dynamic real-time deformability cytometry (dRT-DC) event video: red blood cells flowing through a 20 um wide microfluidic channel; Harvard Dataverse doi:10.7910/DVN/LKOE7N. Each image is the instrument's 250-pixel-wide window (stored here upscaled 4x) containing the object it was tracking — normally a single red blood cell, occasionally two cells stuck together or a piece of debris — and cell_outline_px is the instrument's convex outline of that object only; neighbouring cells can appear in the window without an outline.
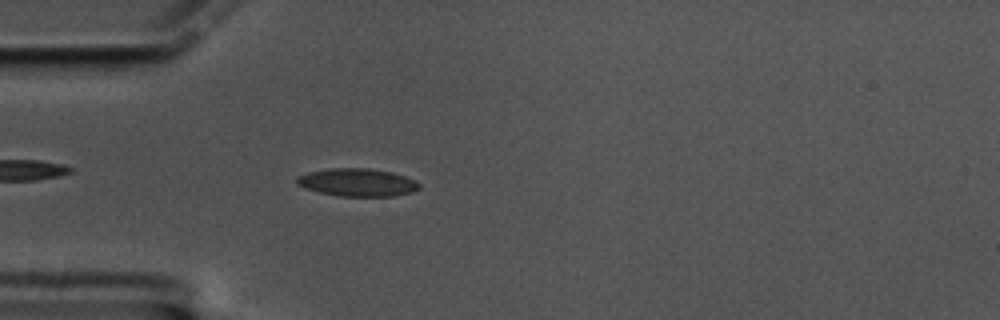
{"species": "common noctule bat (a hibernating species)", "species_latin": "Nyctalus noctula", "temperature_condition": "cold", "stored_images_in_passage": 58, "camera_frame_rate_fps": 3000, "um_per_image_px": 0.085, "animal": {"sex": "male", "body_mass_g": 17.5, "forearm_length_mm": 52.3}, "frame": {"image": 1, "passage_image": 16, "time_ms": 5.0, "image_size_px": [1000, 320], "cell_outline_px": [[420, 188], [412, 192], [396, 196], [336, 196], [304, 188], [296, 184], [296, 180], [300, 176], [308, 172], [328, 168], [368, 168], [392, 172], [416, 180], [420, 184]], "centroid_in_image_um": [30.39, 15.51], "position_along_channel_um": 54.6, "area_um2": 19.94}}
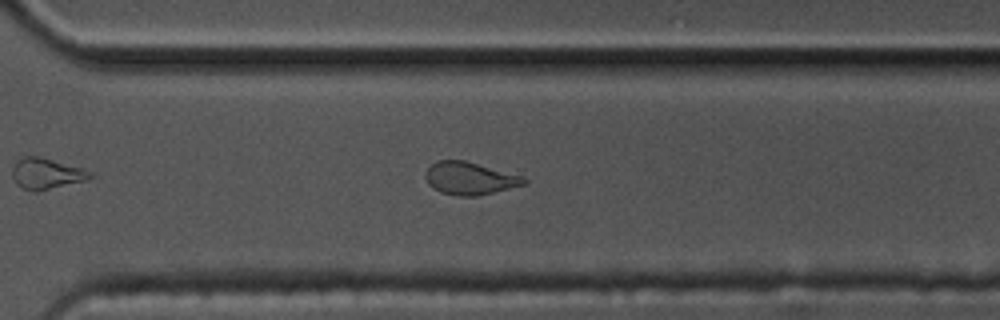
{"frame": {"image": 2, "passage_image": 41, "time_ms": 13.333, "image_size_px": [1000, 320], "cell_outline_px": [[528, 184], [476, 196], [456, 196], [440, 192], [432, 188], [428, 184], [424, 176], [424, 172], [436, 160], [464, 160], [524, 176], [528, 180]], "centroid_in_image_um": [39.93, 15.16], "position_along_channel_um": 330.7, "area_um2": 18.96}}
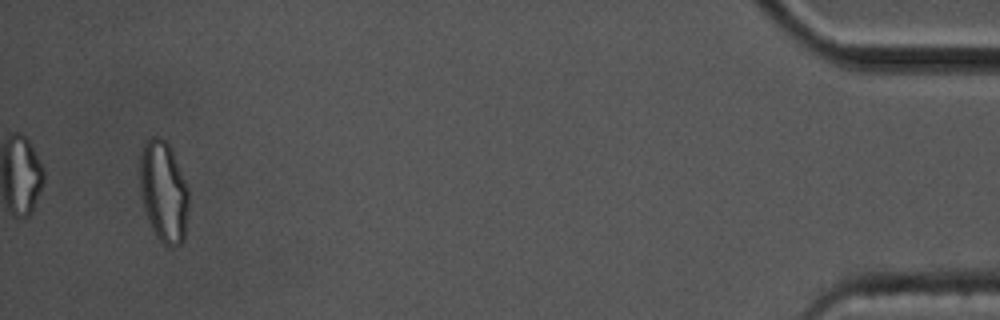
{"frame": {"image": 3, "passage_image": 56, "time_ms": 18.333, "image_size_px": [1000, 320], "cell_outline_px": [[188, 208], [184, 240], [180, 244], [172, 248], [168, 248], [156, 236], [148, 220], [144, 208], [140, 192], [140, 152], [144, 144], [152, 136], [160, 136], [168, 144], [172, 152], [188, 188]], "centroid_in_image_um": [13.9, 16.32], "position_along_channel_um": 421.3, "area_um2": 28.73}, "authors_computed_cell_mechanics": {"area_um2": 19.1896, "velocity_mm_per_s": 3.386, "shape_relaxation_time_tau1_ms": 9.6915, "shape_relaxation_time_tau2_ms": 1.6017, "deformation_change_tau1": 0.1749, "deformation_change_tau2": 0.0635}}